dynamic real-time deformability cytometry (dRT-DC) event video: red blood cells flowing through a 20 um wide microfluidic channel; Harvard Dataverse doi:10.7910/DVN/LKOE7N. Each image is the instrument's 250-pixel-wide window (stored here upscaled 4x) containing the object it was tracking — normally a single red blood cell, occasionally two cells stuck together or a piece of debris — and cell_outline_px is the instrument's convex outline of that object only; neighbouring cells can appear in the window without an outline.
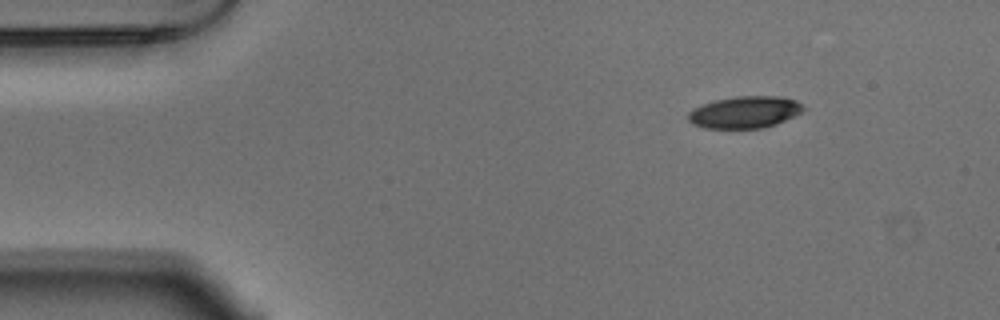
{"species": "Egyptian fruit bat (a non-hibernating species)", "species_latin": "Rousettus aegyptiacus", "temperature_condition": "warm", "stored_images_in_passage": 48, "camera_frame_rate_fps": 3000, "um_per_image_px": 0.085, "animal": {"sex": "male"}, "frame": {"image": 1, "passage_image": 1, "time_ms": 0.0, "image_size_px": [1000, 320], "cell_outline_px": [[804, 108], [800, 112], [776, 124], [764, 128], [704, 128], [692, 124], [688, 120], [688, 112], [692, 108], [716, 100], [736, 96], [780, 96], [796, 100]], "centroid_in_image_um": [63.26, 9.54], "position_along_channel_um": 21.7, "area_um2": 21.27}}
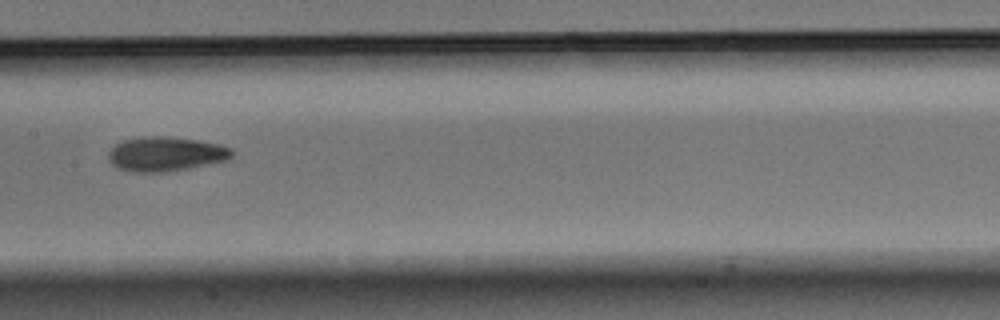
{"frame": {"image": 2, "passage_image": 21, "time_ms": 6.667, "image_size_px": [1000, 320], "cell_outline_px": [[232, 156], [228, 160], [188, 168], [164, 172], [132, 172], [116, 168], [108, 160], [108, 152], [116, 144], [124, 140], [152, 136], [168, 136], [196, 140], [216, 144], [232, 148]], "centroid_in_image_um": [14.06, 13.1], "position_along_channel_um": 193.3, "area_um2": 24.62}}
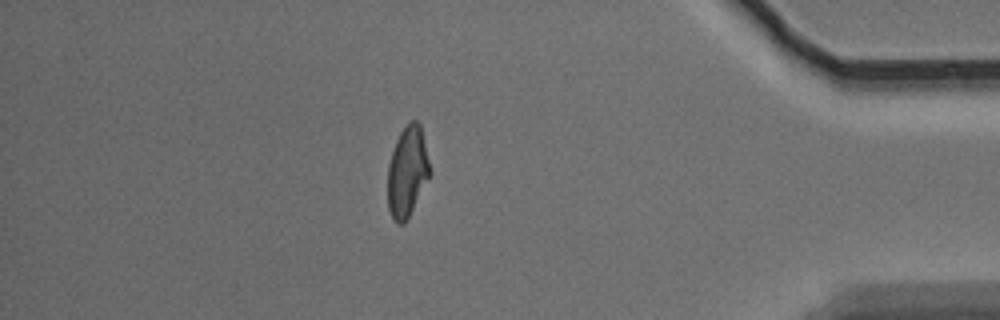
{"frame": {"image": 3, "passage_image": 41, "time_ms": 13.333, "image_size_px": [1000, 320], "cell_outline_px": [[432, 172], [408, 220], [404, 224], [396, 224], [392, 220], [388, 208], [388, 164], [396, 140], [400, 132], [412, 120], [416, 120], [420, 124]], "centroid_in_image_um": [34.63, 14.66], "position_along_channel_um": 400.6, "area_um2": 22.48}, "authors_computed_cell_mechanics": {"area_um2": 23.1489, "velocity_mm_per_s": 3.7036, "shape_relaxation_time_tau1_ms": 4.4505, "shape_relaxation_time_tau2_ms": 2.9515, "deformation_change_tau1": 0.1624, "deformation_change_tau2": 0.0876}}